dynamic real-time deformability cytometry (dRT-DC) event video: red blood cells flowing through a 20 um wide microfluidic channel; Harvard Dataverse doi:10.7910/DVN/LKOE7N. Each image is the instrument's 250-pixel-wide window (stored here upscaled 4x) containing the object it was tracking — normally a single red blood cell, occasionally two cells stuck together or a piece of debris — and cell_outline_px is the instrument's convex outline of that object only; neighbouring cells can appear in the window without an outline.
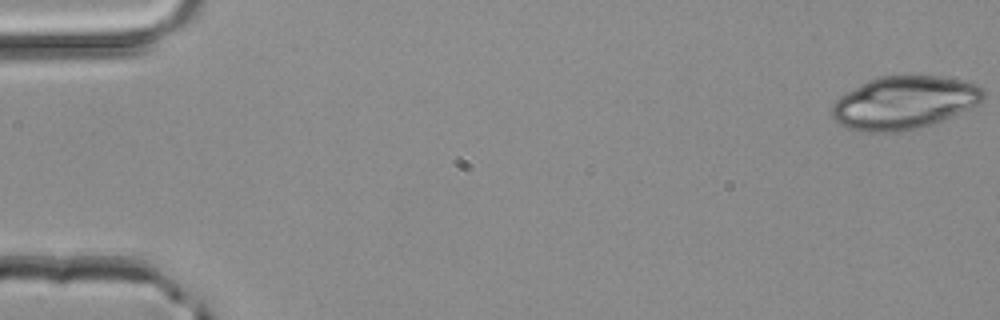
{"species": "common noctule bat (a hibernating species)", "species_latin": "Nyctalus noctula", "temperature_condition": "room temperature", "stored_images_in_passage": 51, "segment_of_instrument_passage": [1, 2], "camera_frame_rate_fps": 3000, "um_per_image_px": 0.085, "animal": {"sex": "male", "body_mass_g": 20.4}, "frame": {"image": 1, "passage_image": 1, "time_ms": 0.0, "image_size_px": [1000, 320], "cell_outline_px": [[984, 100], [980, 104], [972, 108], [932, 124], [900, 132], [864, 132], [848, 128], [840, 124], [832, 116], [832, 104], [840, 96], [868, 80], [880, 76], [940, 76], [960, 80], [976, 84], [984, 88]], "centroid_in_image_um": [76.88, 8.73], "position_along_channel_um": 8.1, "area_um2": 46.76}}
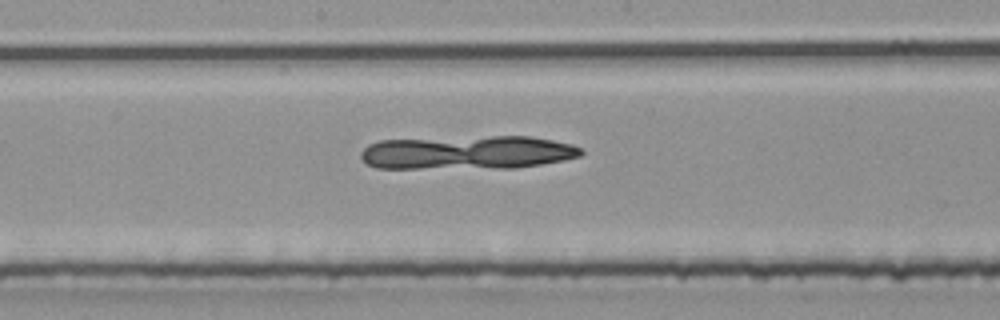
{"frame": {"image": 2, "passage_image": 27, "time_ms": 8.667, "image_size_px": [1000, 320], "cell_outline_px": [[584, 152], [580, 156], [564, 160], [516, 168], [376, 168], [368, 164], [360, 156], [360, 152], [368, 144], [380, 140], [492, 136], [532, 136], [572, 144], [580, 148]], "centroid_in_image_um": [39.74, 12.96], "position_along_channel_um": 208.5, "area_um2": 43.29}}
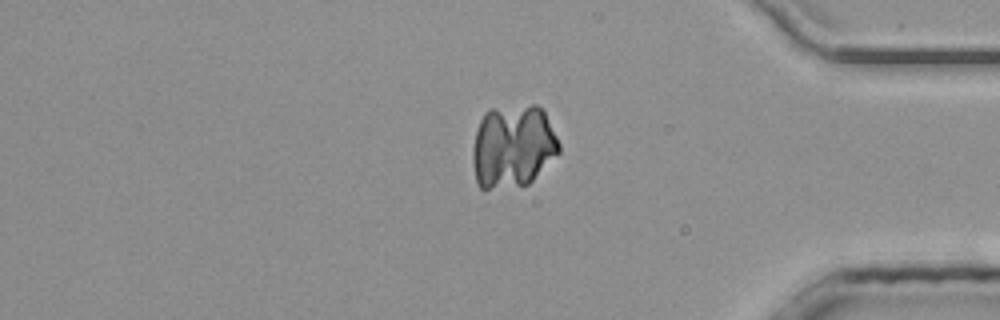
{"frame": {"image": 3, "passage_image": 42, "time_ms": 13.667, "image_size_px": [1000, 320], "cell_outline_px": [[560, 152], [528, 184], [488, 188], [480, 188], [476, 180], [472, 160], [472, 148], [476, 132], [480, 120], [484, 112], [488, 108], [532, 104], [536, 104], [544, 112], [560, 144]], "centroid_in_image_um": [43.58, 12.4], "position_along_channel_um": 391.6, "area_um2": 41.73}}